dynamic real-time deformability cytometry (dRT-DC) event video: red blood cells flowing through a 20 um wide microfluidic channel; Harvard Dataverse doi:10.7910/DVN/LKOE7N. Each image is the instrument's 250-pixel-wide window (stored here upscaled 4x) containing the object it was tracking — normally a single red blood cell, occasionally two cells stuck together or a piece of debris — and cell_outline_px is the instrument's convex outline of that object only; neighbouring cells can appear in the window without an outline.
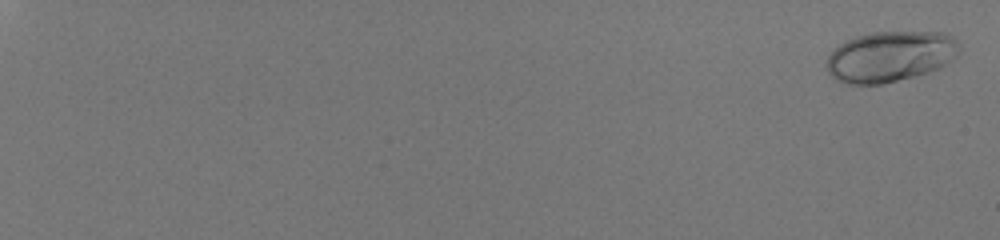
{"species": "human", "species_latin": "Homo sapiens", "temperature_condition": "room temperature", "stored_images_in_passage": 57, "camera_frame_rate_fps": 3000, "um_per_image_px": 0.085, "donor": {"sex": "male"}, "frame": {"image": 1, "passage_image": 2, "time_ms": 0.333, "image_size_px": [1000, 240], "cell_outline_px": [[960, 48], [956, 56], [952, 60], [940, 68], [912, 76], [880, 84], [848, 84], [836, 80], [828, 72], [824, 64], [828, 52], [840, 44], [856, 36], [872, 32], [944, 32], [952, 36], [956, 40]], "centroid_in_image_um": [75.63, 4.79], "position_along_channel_um": 9.4, "area_um2": 39.3}}
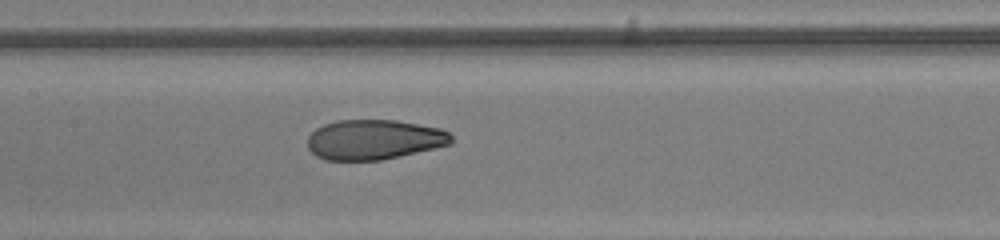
{"frame": {"image": 2, "passage_image": 35, "time_ms": 11.333, "image_size_px": [1000, 240], "cell_outline_px": [[452, 144], [380, 160], [324, 160], [316, 156], [308, 148], [308, 136], [316, 128], [324, 124], [336, 120], [396, 120], [440, 128], [448, 132], [452, 136]], "centroid_in_image_um": [31.77, 11.86], "position_along_channel_um": 175.6, "area_um2": 33.41}}
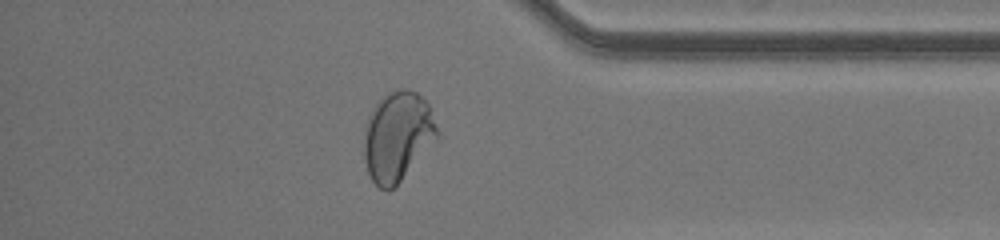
{"frame": {"image": 3, "passage_image": 52, "time_ms": 17.0, "image_size_px": [1000, 240], "cell_outline_px": [[440, 140], [388, 192], [380, 188], [372, 180], [368, 172], [364, 160], [364, 136], [368, 116], [372, 108], [384, 96], [400, 88], [408, 88], [416, 92], [428, 104], [440, 136]], "centroid_in_image_um": [33.82, 11.6], "position_along_channel_um": 401.4, "area_um2": 38.32}, "authors_computed_cell_mechanics": {"area_um2": 34.8534, "velocity_mm_per_s": 4.1136, "shape_relaxation_time_tau1_ms": 6.0825, "shape_relaxation_time_tau2_ms": null, "deformation_change_tau1": 0.2336, "deformation_change_tau2": null}}